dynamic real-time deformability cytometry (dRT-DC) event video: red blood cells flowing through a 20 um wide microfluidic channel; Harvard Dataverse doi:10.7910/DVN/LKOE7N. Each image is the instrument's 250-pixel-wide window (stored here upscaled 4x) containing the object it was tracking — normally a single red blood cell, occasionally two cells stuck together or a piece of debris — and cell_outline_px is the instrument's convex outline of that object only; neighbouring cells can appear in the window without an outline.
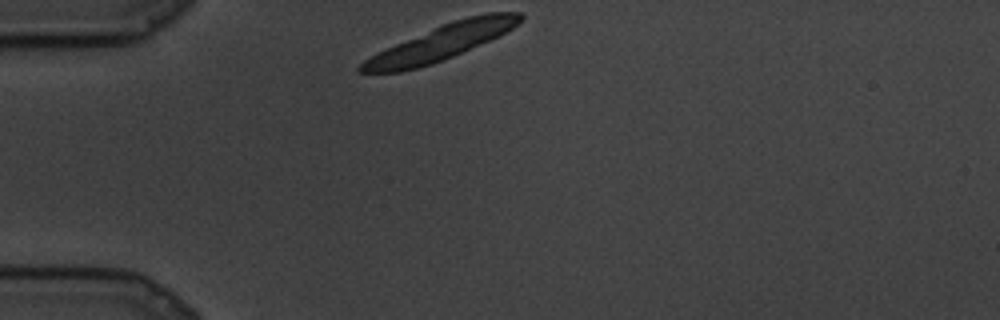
{"species": "common noctule bat (a hibernating species)", "species_latin": "Nyctalus noctula", "temperature_condition": "cold", "stored_images_in_passage": 11, "camera_frame_rate_fps": 3000, "um_per_image_px": 0.085, "animal": {"sex": "male", "body_mass_g": 19.5, "forearm_length_mm": 54.6}, "frame": {"image": 1, "passage_image": 1, "time_ms": 0.0, "image_size_px": [1000, 320], "cell_outline_px": [[524, 20], [512, 28], [488, 40], [444, 60], [432, 64], [400, 72], [360, 72], [356, 68], [364, 60], [396, 44], [452, 20], [468, 16], [488, 12], [520, 12], [524, 16]], "centroid_in_image_um": [37.52, 3.6], "position_along_channel_um": 47.5, "area_um2": 31.85}}